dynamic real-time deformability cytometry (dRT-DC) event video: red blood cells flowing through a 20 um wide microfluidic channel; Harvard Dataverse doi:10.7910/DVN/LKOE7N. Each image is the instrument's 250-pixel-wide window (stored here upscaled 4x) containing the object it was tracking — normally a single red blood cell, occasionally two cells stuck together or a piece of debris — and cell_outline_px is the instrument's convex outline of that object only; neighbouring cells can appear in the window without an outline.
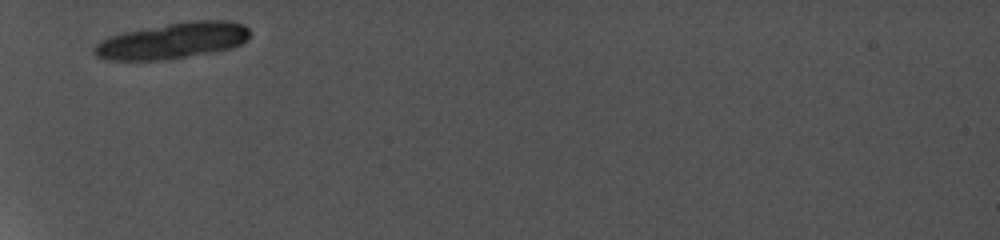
{"species": "common noctule bat (a hibernating species)", "species_latin": "Nyctalus noctula", "temperature_condition": "cold", "stored_images_in_passage": 1, "camera_frame_rate_fps": 5000, "um_per_image_px": 0.085, "animal": {"sex": "female", "body_mass_g": 19.0, "forearm_length_mm": 56.7}, "frame": {"image": 1, "passage_image": 1, "time_ms": 0.0, "image_size_px": [1000, 240], "cell_outline_px": [[252, 32], [248, 40], [232, 48], [212, 52], [168, 60], [104, 60], [96, 56], [96, 44], [100, 40], [108, 36], [120, 32], [192, 20], [228, 20], [244, 24]], "centroid_in_image_um": [14.72, 3.45], "position_along_channel_um": 70.3, "area_um2": 33.0}}